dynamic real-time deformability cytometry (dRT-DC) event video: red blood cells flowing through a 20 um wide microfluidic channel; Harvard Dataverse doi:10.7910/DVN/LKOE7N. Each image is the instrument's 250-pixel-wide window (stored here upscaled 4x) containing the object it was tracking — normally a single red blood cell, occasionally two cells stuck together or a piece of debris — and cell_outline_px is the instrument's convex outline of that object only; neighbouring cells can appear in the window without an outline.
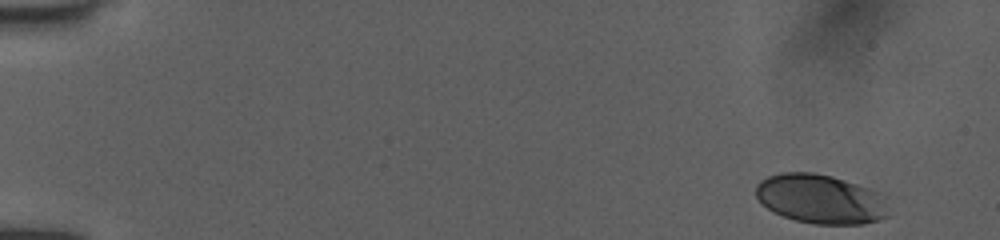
{"species": "human", "species_latin": "Homo sapiens", "temperature_condition": "room temperature", "stored_images_in_passage": 49, "camera_frame_rate_fps": 3000, "um_per_image_px": 0.085, "donor": {"sex": "female"}, "frame": {"image": 1, "passage_image": 1, "time_ms": 0.0, "image_size_px": [1000, 240], "cell_outline_px": [[888, 216], [880, 220], [864, 224], [812, 224], [796, 220], [784, 216], [768, 208], [756, 196], [756, 184], [760, 180], [768, 176], [784, 172], [812, 172], [832, 176], [868, 188], [876, 192]], "centroid_in_image_um": [69.68, 16.91], "position_along_channel_um": 15.3, "area_um2": 37.4}}
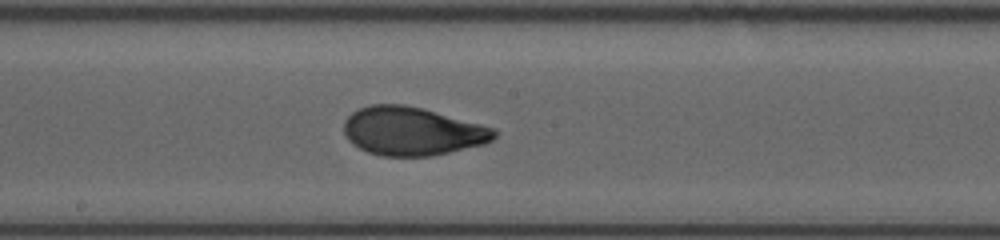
{"frame": {"image": 2, "passage_image": 27, "time_ms": 8.667, "image_size_px": [1000, 240], "cell_outline_px": [[496, 136], [492, 140], [484, 144], [432, 156], [380, 156], [368, 152], [352, 144], [348, 140], [344, 132], [344, 120], [352, 112], [360, 108], [372, 104], [404, 104], [424, 108], [496, 128]], "centroid_in_image_um": [35.04, 11.15], "position_along_channel_um": 213.2, "area_um2": 42.66}}
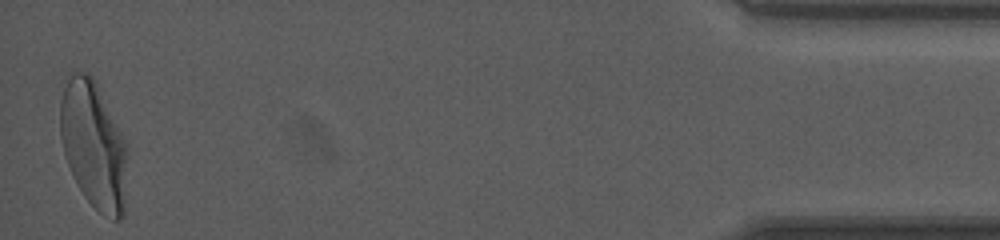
{"frame": {"image": 3, "passage_image": 49, "time_ms": 16.0, "image_size_px": [1000, 240], "cell_outline_px": [[128, 152], [124, 216], [120, 220], [112, 220], [100, 212], [84, 196], [68, 164], [64, 152], [60, 136], [60, 100], [64, 88], [72, 72], [88, 72], [92, 76], [128, 148]], "centroid_in_image_um": [7.97, 12.37], "position_along_channel_um": 427.2, "area_um2": 49.25}, "authors_computed_cell_mechanics": {"area_um2": 41.7316, "velocity_mm_per_s": 3.993, "shape_relaxation_time_tau1_ms": 4.0417, "shape_relaxation_time_tau2_ms": 0.9244, "deformation_change_tau1": 0.1824, "deformation_change_tau2": 0.0548}}